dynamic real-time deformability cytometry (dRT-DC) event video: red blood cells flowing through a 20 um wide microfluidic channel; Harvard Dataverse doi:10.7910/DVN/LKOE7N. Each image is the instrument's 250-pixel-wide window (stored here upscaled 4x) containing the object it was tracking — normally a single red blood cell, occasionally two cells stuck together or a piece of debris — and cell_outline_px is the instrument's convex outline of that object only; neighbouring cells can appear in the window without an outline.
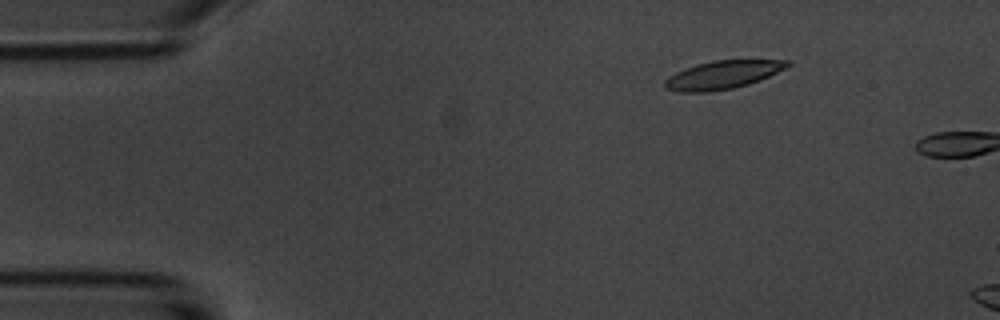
{"species": "common noctule bat (a hibernating species)", "species_latin": "Nyctalus noctula", "temperature_condition": "room temperature", "stored_images_in_passage": 4, "camera_frame_rate_fps": 3000, "um_per_image_px": 0.085, "animal": {"sex": "male", "body_mass_g": 20.1, "forearm_length_mm": 53.5}, "frame": {"image": 1, "passage_image": 3, "time_ms": 2.333, "image_size_px": [1000, 320], "cell_outline_px": [[792, 64], [760, 80], [748, 84], [732, 88], [708, 92], [680, 92], [668, 88], [664, 84], [664, 80], [668, 76], [676, 72], [696, 64], [712, 60], [792, 60]], "centroid_in_image_um": [61.42, 6.35], "position_along_channel_um": 23.6, "area_um2": 20.0}}